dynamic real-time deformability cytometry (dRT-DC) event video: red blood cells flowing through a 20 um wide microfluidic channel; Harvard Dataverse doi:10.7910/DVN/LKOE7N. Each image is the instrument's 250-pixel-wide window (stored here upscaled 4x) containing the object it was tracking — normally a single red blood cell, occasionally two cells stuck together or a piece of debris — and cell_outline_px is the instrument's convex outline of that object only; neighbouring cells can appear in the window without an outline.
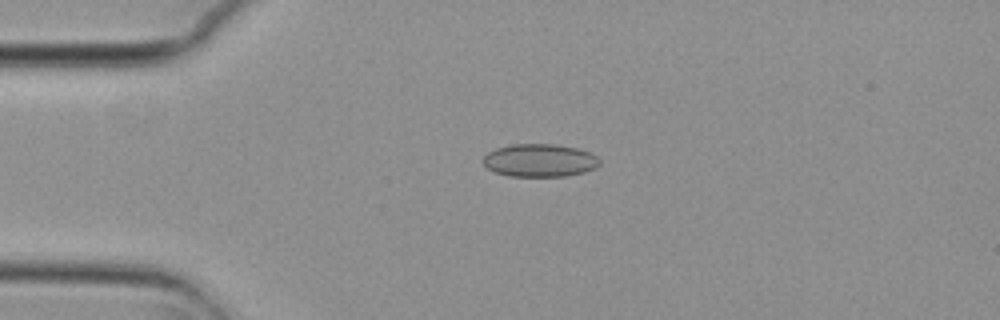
{"species": "common noctule bat (a hibernating species)", "species_latin": "Nyctalus noctula", "temperature_condition": "cold", "stored_images_in_passage": 29, "camera_frame_rate_fps": 3000, "um_per_image_px": 0.085, "animal": {"sex": "female", "body_mass_g": 29.2, "forearm_length_mm": 56.3}, "frame": {"image": 1, "passage_image": 3, "time_ms": 0.667, "image_size_px": [1000, 320], "cell_outline_px": [[600, 164], [596, 168], [584, 172], [564, 176], [508, 176], [496, 172], [488, 168], [480, 160], [488, 152], [496, 148], [512, 144], [556, 144], [576, 148], [592, 152], [600, 160]], "centroid_in_image_um": [45.88, 13.63], "position_along_channel_um": 39.1, "area_um2": 22.48}}
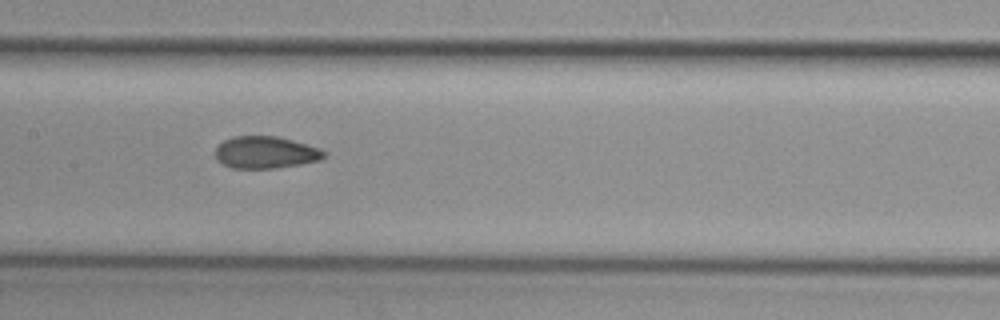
{"frame": {"image": 2, "passage_image": 17, "time_ms": 5.333, "image_size_px": [1000, 320], "cell_outline_px": [[328, 152], [320, 160], [300, 164], [276, 168], [232, 168], [224, 164], [216, 156], [216, 148], [224, 140], [232, 136], [276, 136], [292, 140], [320, 148]], "centroid_in_image_um": [22.6, 12.95], "position_along_channel_um": 184.8, "area_um2": 20.17}}
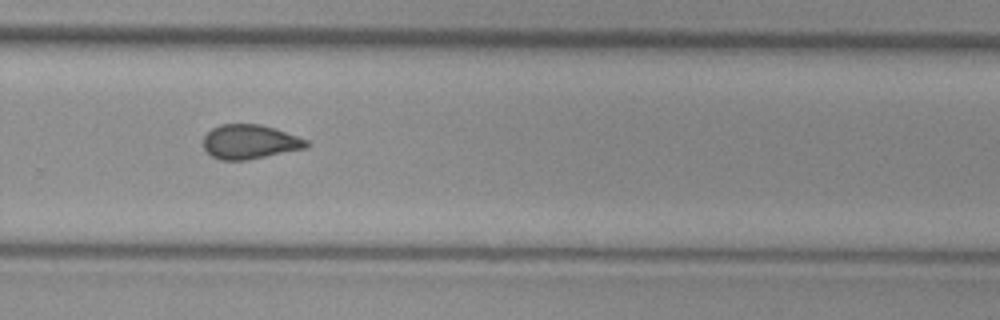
{"frame": {"image": 3, "passage_image": 27, "time_ms": 8.667, "image_size_px": [1000, 320], "cell_outline_px": [[312, 144], [308, 148], [248, 160], [220, 160], [212, 156], [204, 148], [204, 136], [212, 128], [220, 124], [260, 124], [308, 140]], "centroid_in_image_um": [21.26, 12.07], "position_along_channel_um": 308.5, "area_um2": 20.63}}